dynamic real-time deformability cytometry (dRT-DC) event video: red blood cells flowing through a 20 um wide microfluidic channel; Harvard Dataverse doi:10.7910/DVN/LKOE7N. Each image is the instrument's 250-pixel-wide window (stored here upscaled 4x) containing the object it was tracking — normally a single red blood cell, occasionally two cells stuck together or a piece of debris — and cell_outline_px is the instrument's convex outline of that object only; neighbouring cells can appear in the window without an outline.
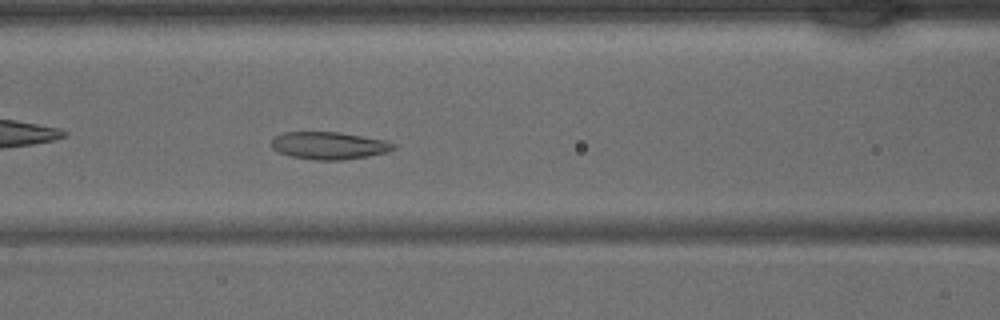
{"species": "common noctule bat (a hibernating species)", "species_latin": "Nyctalus noctula", "temperature_condition": "warm", "stored_images_in_passage": 42, "camera_frame_rate_fps": 3000, "um_per_image_px": 0.085, "animal": {"sex": "male", "body_mass_g": 15.6}, "frame": {"image": 1, "passage_image": 17, "time_ms": 5.333, "image_size_px": [1000, 320], "cell_outline_px": [[396, 148], [388, 152], [368, 156], [344, 160], [316, 160], [292, 156], [280, 152], [272, 148], [272, 140], [276, 136], [284, 132], [340, 132], [384, 140], [396, 144]], "centroid_in_image_um": [28.0, 12.37], "position_along_channel_um": 138.6, "area_um2": 19.42}}
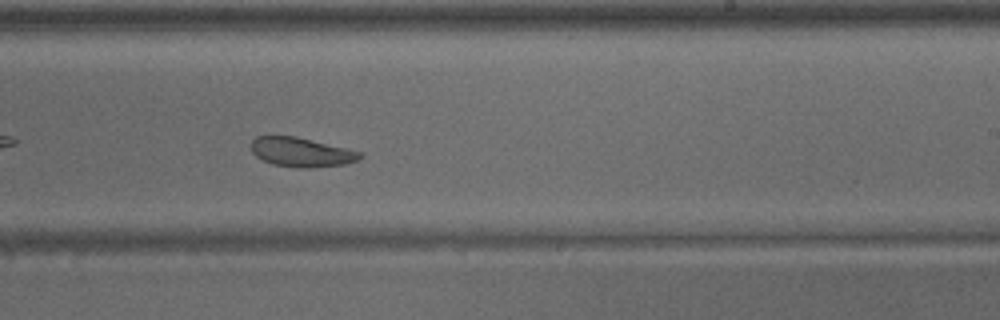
{"frame": {"image": 2, "passage_image": 25, "time_ms": 8.0, "image_size_px": [1000, 320], "cell_outline_px": [[364, 156], [356, 160], [344, 164], [308, 168], [300, 168], [272, 164], [256, 156], [252, 152], [252, 140], [256, 136], [296, 136], [364, 152]], "centroid_in_image_um": [25.64, 12.93], "position_along_channel_um": 263.4, "area_um2": 18.55}}
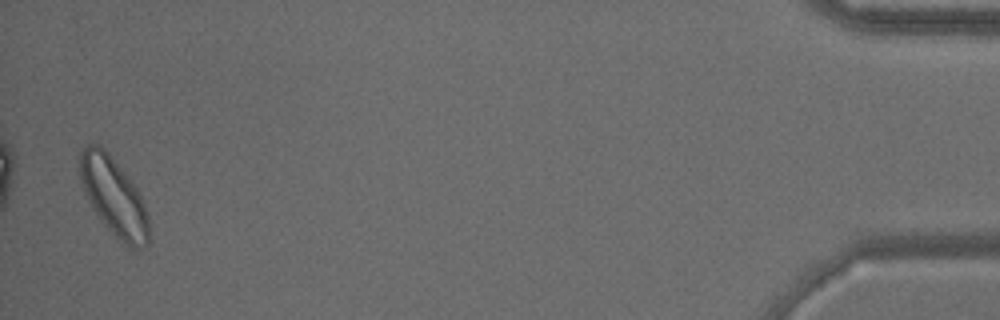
{"frame": {"image": 3, "passage_image": 41, "time_ms": 13.333, "image_size_px": [1000, 320], "cell_outline_px": [[148, 244], [136, 252], [128, 248], [116, 240], [100, 220], [92, 208], [88, 200], [80, 180], [80, 148], [84, 144], [96, 144], [104, 148], [108, 152], [128, 176], [136, 188], [144, 204], [148, 216]], "centroid_in_image_um": [9.66, 16.77], "position_along_channel_um": 425.5, "area_um2": 31.85}}